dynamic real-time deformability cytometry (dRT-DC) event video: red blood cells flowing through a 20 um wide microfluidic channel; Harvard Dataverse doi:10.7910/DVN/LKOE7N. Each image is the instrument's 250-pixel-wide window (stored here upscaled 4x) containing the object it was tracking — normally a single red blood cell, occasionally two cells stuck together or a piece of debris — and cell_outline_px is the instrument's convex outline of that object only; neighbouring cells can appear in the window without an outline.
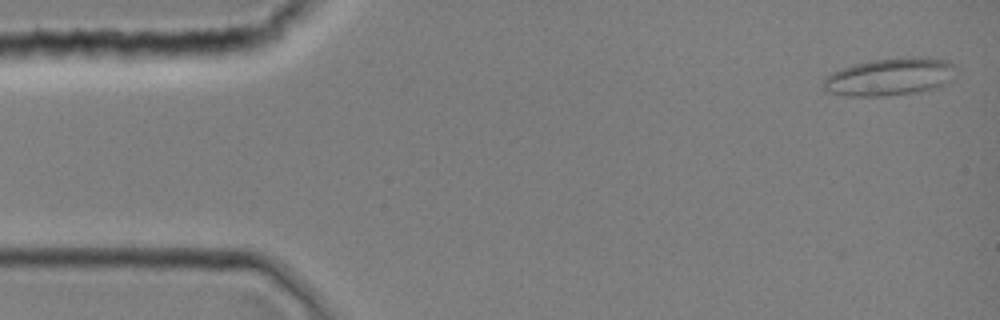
{"species": "common noctule bat (a hibernating species)", "species_latin": "Nyctalus noctula", "temperature_condition": "room temperature", "stored_images_in_passage": 10, "camera_frame_rate_fps": 3000, "um_per_image_px": 0.085, "animal": {"sex": "female", "body_mass_g": 19.0, "forearm_length_mm": 51.5}, "frame": {"image": 1, "passage_image": 1, "time_ms": 0.0, "image_size_px": [1000, 320], "cell_outline_px": [[956, 68], [952, 80], [936, 88], [916, 92], [884, 96], [848, 96], [828, 92], [824, 88], [824, 80], [832, 72], [840, 68], [868, 60], [924, 56], [928, 56], [948, 60], [956, 64]], "centroid_in_image_um": [75.69, 6.51], "position_along_channel_um": 9.3, "area_um2": 29.3}}